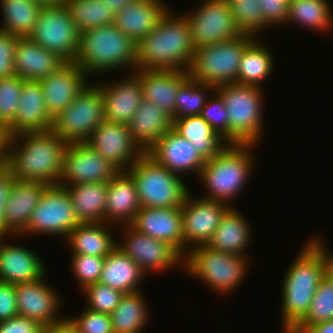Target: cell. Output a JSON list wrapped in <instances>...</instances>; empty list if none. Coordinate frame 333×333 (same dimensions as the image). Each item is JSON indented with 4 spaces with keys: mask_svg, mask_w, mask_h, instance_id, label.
I'll return each mask as SVG.
<instances>
[{
    "mask_svg": "<svg viewBox=\"0 0 333 333\" xmlns=\"http://www.w3.org/2000/svg\"><path fill=\"white\" fill-rule=\"evenodd\" d=\"M195 49L227 42L243 33L236 26L227 0H207L186 14Z\"/></svg>",
    "mask_w": 333,
    "mask_h": 333,
    "instance_id": "obj_13",
    "label": "cell"
},
{
    "mask_svg": "<svg viewBox=\"0 0 333 333\" xmlns=\"http://www.w3.org/2000/svg\"><path fill=\"white\" fill-rule=\"evenodd\" d=\"M99 86L102 88L105 121L128 125L143 101L139 78L132 74L121 82Z\"/></svg>",
    "mask_w": 333,
    "mask_h": 333,
    "instance_id": "obj_27",
    "label": "cell"
},
{
    "mask_svg": "<svg viewBox=\"0 0 333 333\" xmlns=\"http://www.w3.org/2000/svg\"><path fill=\"white\" fill-rule=\"evenodd\" d=\"M0 4L4 17L0 30L17 37H29L42 7L32 0H1Z\"/></svg>",
    "mask_w": 333,
    "mask_h": 333,
    "instance_id": "obj_38",
    "label": "cell"
},
{
    "mask_svg": "<svg viewBox=\"0 0 333 333\" xmlns=\"http://www.w3.org/2000/svg\"><path fill=\"white\" fill-rule=\"evenodd\" d=\"M333 320V284L325 277L319 284L307 315L297 324L308 330L311 326Z\"/></svg>",
    "mask_w": 333,
    "mask_h": 333,
    "instance_id": "obj_42",
    "label": "cell"
},
{
    "mask_svg": "<svg viewBox=\"0 0 333 333\" xmlns=\"http://www.w3.org/2000/svg\"><path fill=\"white\" fill-rule=\"evenodd\" d=\"M207 99L201 116L210 124L217 134L228 144V114L222 98L216 94ZM217 96V97H216Z\"/></svg>",
    "mask_w": 333,
    "mask_h": 333,
    "instance_id": "obj_47",
    "label": "cell"
},
{
    "mask_svg": "<svg viewBox=\"0 0 333 333\" xmlns=\"http://www.w3.org/2000/svg\"><path fill=\"white\" fill-rule=\"evenodd\" d=\"M146 153L178 176L181 172H195L196 176H199L206 162L195 147L173 128L169 129Z\"/></svg>",
    "mask_w": 333,
    "mask_h": 333,
    "instance_id": "obj_19",
    "label": "cell"
},
{
    "mask_svg": "<svg viewBox=\"0 0 333 333\" xmlns=\"http://www.w3.org/2000/svg\"><path fill=\"white\" fill-rule=\"evenodd\" d=\"M242 215L231 206L206 246L212 250L244 256L243 252L251 240V227Z\"/></svg>",
    "mask_w": 333,
    "mask_h": 333,
    "instance_id": "obj_31",
    "label": "cell"
},
{
    "mask_svg": "<svg viewBox=\"0 0 333 333\" xmlns=\"http://www.w3.org/2000/svg\"><path fill=\"white\" fill-rule=\"evenodd\" d=\"M172 120V128L186 138L205 161L215 157L228 145L201 115Z\"/></svg>",
    "mask_w": 333,
    "mask_h": 333,
    "instance_id": "obj_32",
    "label": "cell"
},
{
    "mask_svg": "<svg viewBox=\"0 0 333 333\" xmlns=\"http://www.w3.org/2000/svg\"><path fill=\"white\" fill-rule=\"evenodd\" d=\"M44 277L32 282L17 283L15 291L18 315L35 320L46 328L61 319L56 316L60 305L59 296L44 282Z\"/></svg>",
    "mask_w": 333,
    "mask_h": 333,
    "instance_id": "obj_20",
    "label": "cell"
},
{
    "mask_svg": "<svg viewBox=\"0 0 333 333\" xmlns=\"http://www.w3.org/2000/svg\"><path fill=\"white\" fill-rule=\"evenodd\" d=\"M86 143L119 172H127L145 153L126 124L103 121Z\"/></svg>",
    "mask_w": 333,
    "mask_h": 333,
    "instance_id": "obj_14",
    "label": "cell"
},
{
    "mask_svg": "<svg viewBox=\"0 0 333 333\" xmlns=\"http://www.w3.org/2000/svg\"><path fill=\"white\" fill-rule=\"evenodd\" d=\"M193 199L189 192L181 207L184 253L188 244H192V248L206 245L219 226L223 215L231 207L224 202L203 197Z\"/></svg>",
    "mask_w": 333,
    "mask_h": 333,
    "instance_id": "obj_17",
    "label": "cell"
},
{
    "mask_svg": "<svg viewBox=\"0 0 333 333\" xmlns=\"http://www.w3.org/2000/svg\"><path fill=\"white\" fill-rule=\"evenodd\" d=\"M71 268L73 275L81 283L80 288L99 282L104 261V257L93 255L72 254Z\"/></svg>",
    "mask_w": 333,
    "mask_h": 333,
    "instance_id": "obj_46",
    "label": "cell"
},
{
    "mask_svg": "<svg viewBox=\"0 0 333 333\" xmlns=\"http://www.w3.org/2000/svg\"><path fill=\"white\" fill-rule=\"evenodd\" d=\"M15 180L6 165L0 167V237L11 234L5 226L4 209Z\"/></svg>",
    "mask_w": 333,
    "mask_h": 333,
    "instance_id": "obj_53",
    "label": "cell"
},
{
    "mask_svg": "<svg viewBox=\"0 0 333 333\" xmlns=\"http://www.w3.org/2000/svg\"><path fill=\"white\" fill-rule=\"evenodd\" d=\"M80 333H114L109 314L86 308L80 316L69 317Z\"/></svg>",
    "mask_w": 333,
    "mask_h": 333,
    "instance_id": "obj_48",
    "label": "cell"
},
{
    "mask_svg": "<svg viewBox=\"0 0 333 333\" xmlns=\"http://www.w3.org/2000/svg\"><path fill=\"white\" fill-rule=\"evenodd\" d=\"M141 209L135 180L128 172H119L108 182L105 223L119 221L129 225ZM126 220V221H125Z\"/></svg>",
    "mask_w": 333,
    "mask_h": 333,
    "instance_id": "obj_29",
    "label": "cell"
},
{
    "mask_svg": "<svg viewBox=\"0 0 333 333\" xmlns=\"http://www.w3.org/2000/svg\"><path fill=\"white\" fill-rule=\"evenodd\" d=\"M255 144H228L215 157L207 160L200 171L202 179L209 190L203 198L224 202L227 205L243 186L252 172L251 149ZM239 192V193H238Z\"/></svg>",
    "mask_w": 333,
    "mask_h": 333,
    "instance_id": "obj_5",
    "label": "cell"
},
{
    "mask_svg": "<svg viewBox=\"0 0 333 333\" xmlns=\"http://www.w3.org/2000/svg\"><path fill=\"white\" fill-rule=\"evenodd\" d=\"M228 114V144H255L262 135L261 86L227 84L215 88Z\"/></svg>",
    "mask_w": 333,
    "mask_h": 333,
    "instance_id": "obj_6",
    "label": "cell"
},
{
    "mask_svg": "<svg viewBox=\"0 0 333 333\" xmlns=\"http://www.w3.org/2000/svg\"><path fill=\"white\" fill-rule=\"evenodd\" d=\"M308 331L310 333H333V320L315 324Z\"/></svg>",
    "mask_w": 333,
    "mask_h": 333,
    "instance_id": "obj_56",
    "label": "cell"
},
{
    "mask_svg": "<svg viewBox=\"0 0 333 333\" xmlns=\"http://www.w3.org/2000/svg\"><path fill=\"white\" fill-rule=\"evenodd\" d=\"M137 44L115 25L80 33L75 62L86 75L110 72L137 63Z\"/></svg>",
    "mask_w": 333,
    "mask_h": 333,
    "instance_id": "obj_4",
    "label": "cell"
},
{
    "mask_svg": "<svg viewBox=\"0 0 333 333\" xmlns=\"http://www.w3.org/2000/svg\"><path fill=\"white\" fill-rule=\"evenodd\" d=\"M145 273L118 246L105 257L99 282L125 293L138 292Z\"/></svg>",
    "mask_w": 333,
    "mask_h": 333,
    "instance_id": "obj_35",
    "label": "cell"
},
{
    "mask_svg": "<svg viewBox=\"0 0 333 333\" xmlns=\"http://www.w3.org/2000/svg\"><path fill=\"white\" fill-rule=\"evenodd\" d=\"M18 315L15 284L0 281V321Z\"/></svg>",
    "mask_w": 333,
    "mask_h": 333,
    "instance_id": "obj_51",
    "label": "cell"
},
{
    "mask_svg": "<svg viewBox=\"0 0 333 333\" xmlns=\"http://www.w3.org/2000/svg\"><path fill=\"white\" fill-rule=\"evenodd\" d=\"M169 9L162 0H134L115 14L114 25L137 44Z\"/></svg>",
    "mask_w": 333,
    "mask_h": 333,
    "instance_id": "obj_24",
    "label": "cell"
},
{
    "mask_svg": "<svg viewBox=\"0 0 333 333\" xmlns=\"http://www.w3.org/2000/svg\"><path fill=\"white\" fill-rule=\"evenodd\" d=\"M43 331L44 328L35 320L20 315L0 321V333H43Z\"/></svg>",
    "mask_w": 333,
    "mask_h": 333,
    "instance_id": "obj_52",
    "label": "cell"
},
{
    "mask_svg": "<svg viewBox=\"0 0 333 333\" xmlns=\"http://www.w3.org/2000/svg\"><path fill=\"white\" fill-rule=\"evenodd\" d=\"M142 86L143 100L175 117V99L179 88L189 79L185 70H134Z\"/></svg>",
    "mask_w": 333,
    "mask_h": 333,
    "instance_id": "obj_23",
    "label": "cell"
},
{
    "mask_svg": "<svg viewBox=\"0 0 333 333\" xmlns=\"http://www.w3.org/2000/svg\"><path fill=\"white\" fill-rule=\"evenodd\" d=\"M0 237V281L11 284L32 282L45 275V264L30 249L3 243Z\"/></svg>",
    "mask_w": 333,
    "mask_h": 333,
    "instance_id": "obj_28",
    "label": "cell"
},
{
    "mask_svg": "<svg viewBox=\"0 0 333 333\" xmlns=\"http://www.w3.org/2000/svg\"><path fill=\"white\" fill-rule=\"evenodd\" d=\"M136 49L135 70L188 71L195 47L185 14L178 17L168 10Z\"/></svg>",
    "mask_w": 333,
    "mask_h": 333,
    "instance_id": "obj_2",
    "label": "cell"
},
{
    "mask_svg": "<svg viewBox=\"0 0 333 333\" xmlns=\"http://www.w3.org/2000/svg\"><path fill=\"white\" fill-rule=\"evenodd\" d=\"M29 38L65 62H73L78 51L80 32L63 3L41 8Z\"/></svg>",
    "mask_w": 333,
    "mask_h": 333,
    "instance_id": "obj_11",
    "label": "cell"
},
{
    "mask_svg": "<svg viewBox=\"0 0 333 333\" xmlns=\"http://www.w3.org/2000/svg\"><path fill=\"white\" fill-rule=\"evenodd\" d=\"M64 4L80 33L101 26L114 25L116 13L102 0H65Z\"/></svg>",
    "mask_w": 333,
    "mask_h": 333,
    "instance_id": "obj_39",
    "label": "cell"
},
{
    "mask_svg": "<svg viewBox=\"0 0 333 333\" xmlns=\"http://www.w3.org/2000/svg\"><path fill=\"white\" fill-rule=\"evenodd\" d=\"M284 333H310L308 330L300 328L297 325H283Z\"/></svg>",
    "mask_w": 333,
    "mask_h": 333,
    "instance_id": "obj_59",
    "label": "cell"
},
{
    "mask_svg": "<svg viewBox=\"0 0 333 333\" xmlns=\"http://www.w3.org/2000/svg\"><path fill=\"white\" fill-rule=\"evenodd\" d=\"M43 333H80L73 321L67 317H61V320L44 328Z\"/></svg>",
    "mask_w": 333,
    "mask_h": 333,
    "instance_id": "obj_54",
    "label": "cell"
},
{
    "mask_svg": "<svg viewBox=\"0 0 333 333\" xmlns=\"http://www.w3.org/2000/svg\"><path fill=\"white\" fill-rule=\"evenodd\" d=\"M209 93H208V92ZM215 92V88L196 81L188 79L180 88L175 99V117L200 115L204 107L207 97L205 94ZM207 92V93H206Z\"/></svg>",
    "mask_w": 333,
    "mask_h": 333,
    "instance_id": "obj_41",
    "label": "cell"
},
{
    "mask_svg": "<svg viewBox=\"0 0 333 333\" xmlns=\"http://www.w3.org/2000/svg\"><path fill=\"white\" fill-rule=\"evenodd\" d=\"M107 223H80L69 232L66 240L72 254L106 257L117 246ZM107 226V227H106ZM112 236V237H111Z\"/></svg>",
    "mask_w": 333,
    "mask_h": 333,
    "instance_id": "obj_34",
    "label": "cell"
},
{
    "mask_svg": "<svg viewBox=\"0 0 333 333\" xmlns=\"http://www.w3.org/2000/svg\"><path fill=\"white\" fill-rule=\"evenodd\" d=\"M259 2L262 6V17L267 26L287 23L289 3L284 0H259Z\"/></svg>",
    "mask_w": 333,
    "mask_h": 333,
    "instance_id": "obj_50",
    "label": "cell"
},
{
    "mask_svg": "<svg viewBox=\"0 0 333 333\" xmlns=\"http://www.w3.org/2000/svg\"><path fill=\"white\" fill-rule=\"evenodd\" d=\"M236 26L243 34L256 36L268 27L262 17L259 0H227Z\"/></svg>",
    "mask_w": 333,
    "mask_h": 333,
    "instance_id": "obj_43",
    "label": "cell"
},
{
    "mask_svg": "<svg viewBox=\"0 0 333 333\" xmlns=\"http://www.w3.org/2000/svg\"><path fill=\"white\" fill-rule=\"evenodd\" d=\"M32 1L39 4L41 7L62 5L65 2V0H32Z\"/></svg>",
    "mask_w": 333,
    "mask_h": 333,
    "instance_id": "obj_60",
    "label": "cell"
},
{
    "mask_svg": "<svg viewBox=\"0 0 333 333\" xmlns=\"http://www.w3.org/2000/svg\"><path fill=\"white\" fill-rule=\"evenodd\" d=\"M181 208L141 207L130 225L145 235L169 243L184 257Z\"/></svg>",
    "mask_w": 333,
    "mask_h": 333,
    "instance_id": "obj_21",
    "label": "cell"
},
{
    "mask_svg": "<svg viewBox=\"0 0 333 333\" xmlns=\"http://www.w3.org/2000/svg\"><path fill=\"white\" fill-rule=\"evenodd\" d=\"M119 171L86 142L69 143L65 154L60 186L109 182Z\"/></svg>",
    "mask_w": 333,
    "mask_h": 333,
    "instance_id": "obj_15",
    "label": "cell"
},
{
    "mask_svg": "<svg viewBox=\"0 0 333 333\" xmlns=\"http://www.w3.org/2000/svg\"><path fill=\"white\" fill-rule=\"evenodd\" d=\"M190 250V251H189ZM181 262L188 273L205 281L217 292L226 294L235 290L245 278L248 259L244 256L210 249L206 245L189 248Z\"/></svg>",
    "mask_w": 333,
    "mask_h": 333,
    "instance_id": "obj_9",
    "label": "cell"
},
{
    "mask_svg": "<svg viewBox=\"0 0 333 333\" xmlns=\"http://www.w3.org/2000/svg\"><path fill=\"white\" fill-rule=\"evenodd\" d=\"M148 309L142 293H125L110 314L114 333H139L148 322Z\"/></svg>",
    "mask_w": 333,
    "mask_h": 333,
    "instance_id": "obj_37",
    "label": "cell"
},
{
    "mask_svg": "<svg viewBox=\"0 0 333 333\" xmlns=\"http://www.w3.org/2000/svg\"><path fill=\"white\" fill-rule=\"evenodd\" d=\"M18 37L0 30V78L14 74V48Z\"/></svg>",
    "mask_w": 333,
    "mask_h": 333,
    "instance_id": "obj_49",
    "label": "cell"
},
{
    "mask_svg": "<svg viewBox=\"0 0 333 333\" xmlns=\"http://www.w3.org/2000/svg\"><path fill=\"white\" fill-rule=\"evenodd\" d=\"M256 37L243 34L227 42L195 49L188 68L189 78L214 88L237 83L243 51Z\"/></svg>",
    "mask_w": 333,
    "mask_h": 333,
    "instance_id": "obj_8",
    "label": "cell"
},
{
    "mask_svg": "<svg viewBox=\"0 0 333 333\" xmlns=\"http://www.w3.org/2000/svg\"><path fill=\"white\" fill-rule=\"evenodd\" d=\"M327 0H291L288 7V20L315 31L329 29L333 17Z\"/></svg>",
    "mask_w": 333,
    "mask_h": 333,
    "instance_id": "obj_40",
    "label": "cell"
},
{
    "mask_svg": "<svg viewBox=\"0 0 333 333\" xmlns=\"http://www.w3.org/2000/svg\"><path fill=\"white\" fill-rule=\"evenodd\" d=\"M107 3L109 7L113 9L115 13L123 9L127 4L131 3L134 0H102Z\"/></svg>",
    "mask_w": 333,
    "mask_h": 333,
    "instance_id": "obj_57",
    "label": "cell"
},
{
    "mask_svg": "<svg viewBox=\"0 0 333 333\" xmlns=\"http://www.w3.org/2000/svg\"><path fill=\"white\" fill-rule=\"evenodd\" d=\"M83 292L88 299V309L109 315L118 306L124 295L123 292L100 282L86 286Z\"/></svg>",
    "mask_w": 333,
    "mask_h": 333,
    "instance_id": "obj_45",
    "label": "cell"
},
{
    "mask_svg": "<svg viewBox=\"0 0 333 333\" xmlns=\"http://www.w3.org/2000/svg\"><path fill=\"white\" fill-rule=\"evenodd\" d=\"M10 138L8 127L0 123V167L7 165Z\"/></svg>",
    "mask_w": 333,
    "mask_h": 333,
    "instance_id": "obj_55",
    "label": "cell"
},
{
    "mask_svg": "<svg viewBox=\"0 0 333 333\" xmlns=\"http://www.w3.org/2000/svg\"><path fill=\"white\" fill-rule=\"evenodd\" d=\"M86 73L75 63L65 62L55 72L39 82L45 99L47 113L57 117L88 84Z\"/></svg>",
    "mask_w": 333,
    "mask_h": 333,
    "instance_id": "obj_18",
    "label": "cell"
},
{
    "mask_svg": "<svg viewBox=\"0 0 333 333\" xmlns=\"http://www.w3.org/2000/svg\"><path fill=\"white\" fill-rule=\"evenodd\" d=\"M79 224L67 189L60 185H49L21 235L47 233L58 236L61 234L66 238Z\"/></svg>",
    "mask_w": 333,
    "mask_h": 333,
    "instance_id": "obj_12",
    "label": "cell"
},
{
    "mask_svg": "<svg viewBox=\"0 0 333 333\" xmlns=\"http://www.w3.org/2000/svg\"><path fill=\"white\" fill-rule=\"evenodd\" d=\"M67 146L52 129L22 132L10 138L6 166L17 180L58 185Z\"/></svg>",
    "mask_w": 333,
    "mask_h": 333,
    "instance_id": "obj_1",
    "label": "cell"
},
{
    "mask_svg": "<svg viewBox=\"0 0 333 333\" xmlns=\"http://www.w3.org/2000/svg\"><path fill=\"white\" fill-rule=\"evenodd\" d=\"M48 186L39 181L15 180L4 209L5 226L12 236L25 230Z\"/></svg>",
    "mask_w": 333,
    "mask_h": 333,
    "instance_id": "obj_26",
    "label": "cell"
},
{
    "mask_svg": "<svg viewBox=\"0 0 333 333\" xmlns=\"http://www.w3.org/2000/svg\"><path fill=\"white\" fill-rule=\"evenodd\" d=\"M14 74L26 81H40L65 61L29 37H18L14 48Z\"/></svg>",
    "mask_w": 333,
    "mask_h": 333,
    "instance_id": "obj_25",
    "label": "cell"
},
{
    "mask_svg": "<svg viewBox=\"0 0 333 333\" xmlns=\"http://www.w3.org/2000/svg\"><path fill=\"white\" fill-rule=\"evenodd\" d=\"M326 277L333 284V255H330L328 251H327Z\"/></svg>",
    "mask_w": 333,
    "mask_h": 333,
    "instance_id": "obj_58",
    "label": "cell"
},
{
    "mask_svg": "<svg viewBox=\"0 0 333 333\" xmlns=\"http://www.w3.org/2000/svg\"><path fill=\"white\" fill-rule=\"evenodd\" d=\"M24 81L16 74L0 78V123L6 126L15 118Z\"/></svg>",
    "mask_w": 333,
    "mask_h": 333,
    "instance_id": "obj_44",
    "label": "cell"
},
{
    "mask_svg": "<svg viewBox=\"0 0 333 333\" xmlns=\"http://www.w3.org/2000/svg\"><path fill=\"white\" fill-rule=\"evenodd\" d=\"M64 187L71 197L80 223H105L108 182L79 183Z\"/></svg>",
    "mask_w": 333,
    "mask_h": 333,
    "instance_id": "obj_33",
    "label": "cell"
},
{
    "mask_svg": "<svg viewBox=\"0 0 333 333\" xmlns=\"http://www.w3.org/2000/svg\"><path fill=\"white\" fill-rule=\"evenodd\" d=\"M172 118L160 107L143 100L129 122L133 140L146 153L169 129Z\"/></svg>",
    "mask_w": 333,
    "mask_h": 333,
    "instance_id": "obj_30",
    "label": "cell"
},
{
    "mask_svg": "<svg viewBox=\"0 0 333 333\" xmlns=\"http://www.w3.org/2000/svg\"><path fill=\"white\" fill-rule=\"evenodd\" d=\"M127 172L135 180L141 207L181 208L189 193L180 176L144 153Z\"/></svg>",
    "mask_w": 333,
    "mask_h": 333,
    "instance_id": "obj_7",
    "label": "cell"
},
{
    "mask_svg": "<svg viewBox=\"0 0 333 333\" xmlns=\"http://www.w3.org/2000/svg\"><path fill=\"white\" fill-rule=\"evenodd\" d=\"M7 127L10 136L22 132L47 131L53 128V119L47 113L39 81H24L17 113Z\"/></svg>",
    "mask_w": 333,
    "mask_h": 333,
    "instance_id": "obj_22",
    "label": "cell"
},
{
    "mask_svg": "<svg viewBox=\"0 0 333 333\" xmlns=\"http://www.w3.org/2000/svg\"><path fill=\"white\" fill-rule=\"evenodd\" d=\"M124 239L117 244L119 249L129 256L146 274L151 271L172 269L184 257L169 243L154 239L135 230L130 224L125 225ZM147 271V272H146Z\"/></svg>",
    "mask_w": 333,
    "mask_h": 333,
    "instance_id": "obj_16",
    "label": "cell"
},
{
    "mask_svg": "<svg viewBox=\"0 0 333 333\" xmlns=\"http://www.w3.org/2000/svg\"><path fill=\"white\" fill-rule=\"evenodd\" d=\"M87 84L77 97L53 119L52 130L69 143L87 142L105 121L102 88Z\"/></svg>",
    "mask_w": 333,
    "mask_h": 333,
    "instance_id": "obj_10",
    "label": "cell"
},
{
    "mask_svg": "<svg viewBox=\"0 0 333 333\" xmlns=\"http://www.w3.org/2000/svg\"><path fill=\"white\" fill-rule=\"evenodd\" d=\"M256 39L243 51L237 73V84L260 86L273 71V56Z\"/></svg>",
    "mask_w": 333,
    "mask_h": 333,
    "instance_id": "obj_36",
    "label": "cell"
},
{
    "mask_svg": "<svg viewBox=\"0 0 333 333\" xmlns=\"http://www.w3.org/2000/svg\"><path fill=\"white\" fill-rule=\"evenodd\" d=\"M320 239L312 237L287 269L282 285V325H297L307 315L314 294L326 277L327 249Z\"/></svg>",
    "mask_w": 333,
    "mask_h": 333,
    "instance_id": "obj_3",
    "label": "cell"
}]
</instances>
